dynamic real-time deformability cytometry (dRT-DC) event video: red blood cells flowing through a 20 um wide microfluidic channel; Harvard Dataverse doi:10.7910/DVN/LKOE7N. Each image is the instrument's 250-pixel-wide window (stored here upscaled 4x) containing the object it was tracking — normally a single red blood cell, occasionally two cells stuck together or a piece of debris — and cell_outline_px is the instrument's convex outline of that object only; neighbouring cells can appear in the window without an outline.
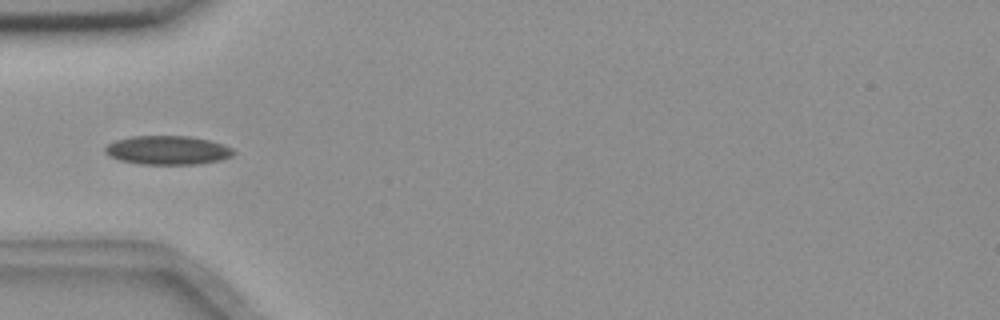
{"species": "common noctule bat (a hibernating species)", "species_latin": "Nyctalus noctula", "temperature_condition": "room temperature", "stored_images_in_passage": 8, "camera_frame_rate_fps": 3000, "um_per_image_px": 0.085, "animal": {"sex": "female", "body_mass_g": 18.4}, "frame": {"image": 1, "passage_image": 3, "time_ms": 0.667, "image_size_px": [1000, 320], "cell_outline_px": [[236, 152], [232, 156], [220, 160], [200, 164], [140, 164], [120, 160], [108, 156], [104, 152], [104, 148], [108, 144], [116, 140], [132, 136], [188, 136], [208, 140], [224, 144], [232, 148]], "centroid_in_image_um": [14.25, 12.77], "position_along_channel_um": 70.8, "area_um2": 21.68}}
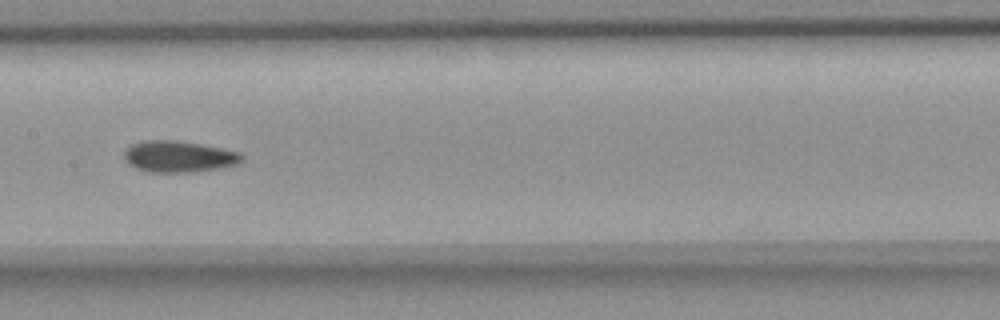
{"frame": {"image": 2, "passage_image": 6, "time_ms": 1.667, "image_size_px": [1000, 320], "cell_outline_px": [[244, 156], [236, 164], [220, 168], [192, 172], [148, 172], [136, 168], [128, 164], [124, 160], [124, 152], [132, 144], [144, 140], [176, 140], [200, 144], [240, 152]], "centroid_in_image_um": [15.16, 13.31], "position_along_channel_um": 192.2, "area_um2": 21.44}}
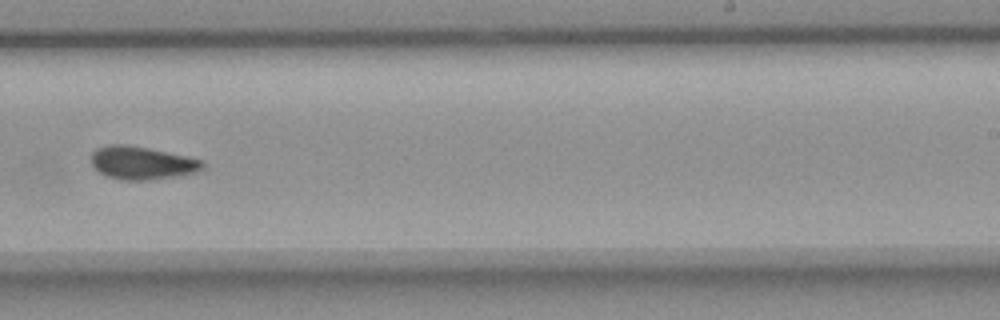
{"frame": {"image": 3, "passage_image": 8, "time_ms": 2.333, "image_size_px": [1000, 320], "cell_outline_px": [[204, 168], [196, 172], [180, 176], [148, 180], [120, 180], [108, 176], [100, 172], [92, 164], [92, 152], [96, 148], [112, 144], [128, 144], [148, 148], [204, 160]], "centroid_in_image_um": [12.09, 13.85], "position_along_channel_um": 276.9, "area_um2": 21.44}}